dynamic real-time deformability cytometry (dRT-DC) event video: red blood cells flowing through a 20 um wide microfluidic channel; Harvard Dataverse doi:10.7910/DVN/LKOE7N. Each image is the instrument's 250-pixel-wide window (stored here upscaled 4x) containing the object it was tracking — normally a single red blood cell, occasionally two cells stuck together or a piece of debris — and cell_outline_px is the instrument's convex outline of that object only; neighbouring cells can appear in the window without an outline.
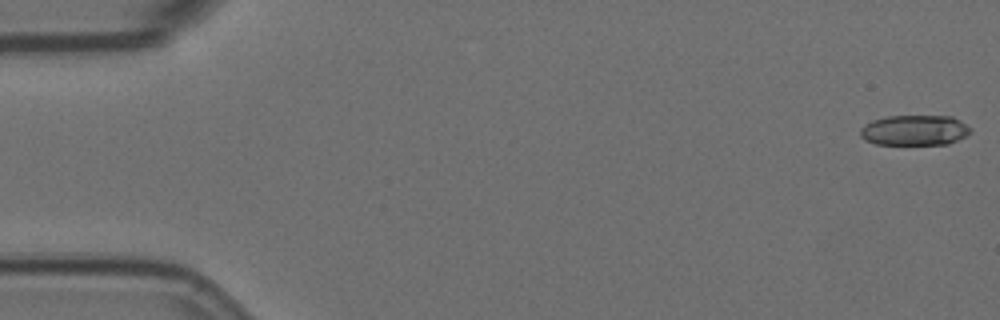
{"species": "Egyptian fruit bat (a non-hibernating species)", "species_latin": "Rousettus aegyptiacus", "temperature_condition": "room temperature", "stored_images_in_passage": 7, "camera_frame_rate_fps": 3000, "um_per_image_px": 0.085, "animal": {"sex": "female"}, "frame": {"image": 1, "passage_image": 1, "time_ms": 0.0, "image_size_px": [1000, 320], "cell_outline_px": [[972, 132], [948, 144], [876, 144], [864, 140], [860, 136], [860, 128], [864, 124], [872, 120], [888, 116], [952, 116], [960, 120], [972, 128]], "centroid_in_image_um": [77.73, 11.06], "position_along_channel_um": 7.3, "area_um2": 19.59}}
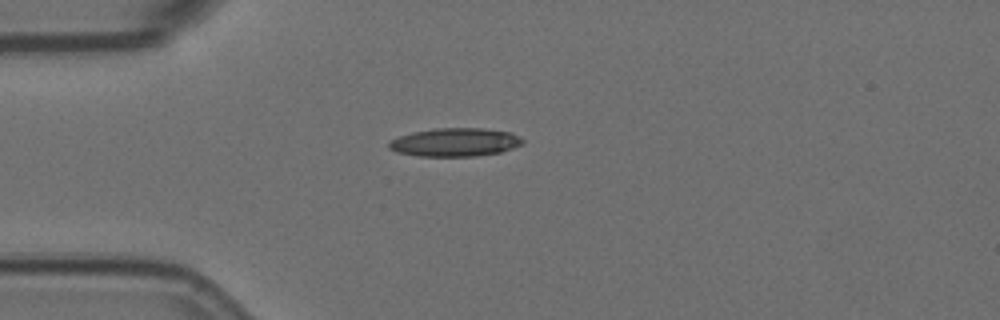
{"frame": {"image": 2, "passage_image": 5, "time_ms": 1.333, "image_size_px": [1000, 320], "cell_outline_px": [[524, 144], [500, 152], [476, 156], [420, 156], [396, 152], [388, 148], [388, 140], [412, 132], [436, 128], [484, 128], [512, 132], [520, 136], [524, 140]], "centroid_in_image_um": [38.69, 12.08], "position_along_channel_um": 46.3, "area_um2": 22.31}}
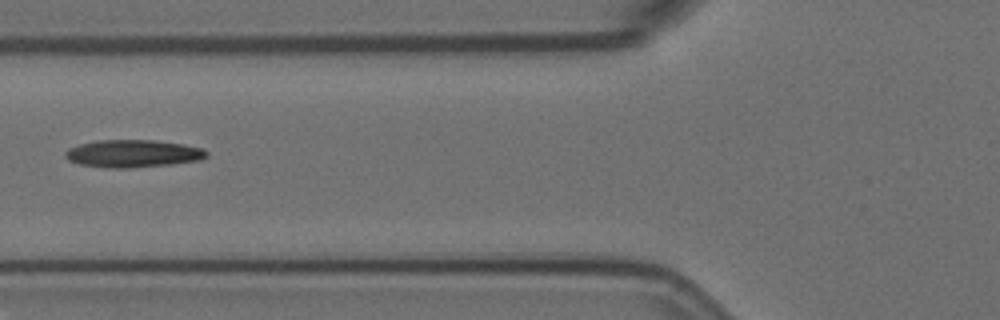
{"frame": {"image": 3, "passage_image": 7, "time_ms": 2.0, "image_size_px": [1000, 320], "cell_outline_px": [[208, 156], [200, 160], [172, 164], [128, 168], [104, 168], [80, 164], [68, 160], [64, 156], [64, 152], [68, 148], [80, 144], [96, 140], [156, 140], [184, 144], [200, 148], [208, 152]], "centroid_in_image_um": [11.28, 13.05], "position_along_channel_um": 114.5, "area_um2": 22.83}}